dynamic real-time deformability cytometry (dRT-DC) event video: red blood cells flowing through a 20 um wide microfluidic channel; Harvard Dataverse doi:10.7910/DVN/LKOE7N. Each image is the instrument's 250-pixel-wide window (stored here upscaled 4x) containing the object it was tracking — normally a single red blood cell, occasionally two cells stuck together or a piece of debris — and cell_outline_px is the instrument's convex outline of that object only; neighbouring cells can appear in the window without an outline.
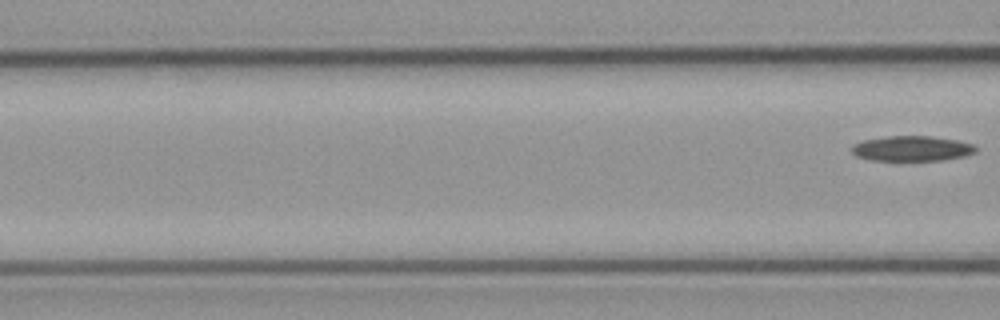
{"species": "common noctule bat (a hibernating species)", "species_latin": "Nyctalus noctula", "temperature_condition": "cold", "stored_images_in_passage": 4, "segment_of_instrument_passage": [2, 2], "camera_frame_rate_fps": 3000, "um_per_image_px": 0.085, "animal": {"sex": "male", "body_mass_g": 23.1, "forearm_length_mm": 52.7}, "frame": {"image": 1, "passage_image": 4, "time_ms": 4.667, "image_size_px": [1000, 320], "cell_outline_px": [[976, 152], [964, 156], [944, 160], [872, 160], [856, 156], [848, 148], [852, 144], [864, 140], [888, 136], [932, 136], [956, 140], [972, 144], [976, 148]], "centroid_in_image_um": [77.47, 12.62], "position_along_channel_um": 89.1, "area_um2": 18.21}}